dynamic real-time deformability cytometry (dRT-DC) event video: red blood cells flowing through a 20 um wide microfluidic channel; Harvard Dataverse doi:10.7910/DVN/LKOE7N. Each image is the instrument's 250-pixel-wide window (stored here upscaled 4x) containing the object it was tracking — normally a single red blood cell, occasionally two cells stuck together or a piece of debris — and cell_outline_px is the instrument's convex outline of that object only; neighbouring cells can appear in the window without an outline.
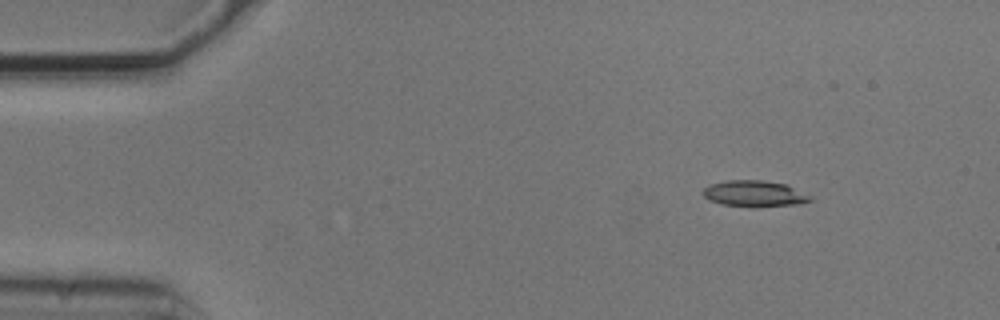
{"species": "common noctule bat (a hibernating species)", "species_latin": "Nyctalus noctula", "temperature_condition": "cold", "stored_images_in_passage": 5, "camera_frame_rate_fps": 3000, "um_per_image_px": 0.085, "animal": {"sex": "male", "body_mass_g": 20.5, "forearm_length_mm": 52.5}, "frame": {"image": 1, "passage_image": 1, "time_ms": 0.0, "image_size_px": [1000, 320], "cell_outline_px": [[812, 200], [800, 204], [760, 208], [752, 208], [724, 204], [708, 200], [700, 192], [704, 188], [712, 184], [728, 180], [760, 180], [788, 184], [812, 196]], "centroid_in_image_um": [64.17, 16.48], "position_along_channel_um": 20.8, "area_um2": 16.76}}
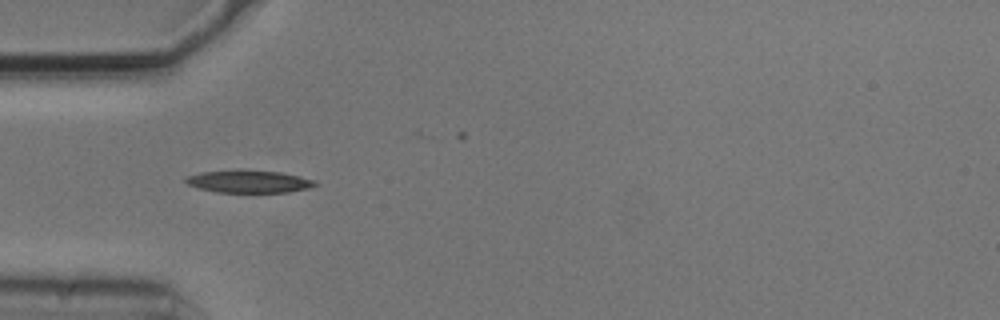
{"frame": {"image": 2, "passage_image": 4, "time_ms": 1.0, "image_size_px": [1000, 320], "cell_outline_px": [[320, 184], [308, 188], [288, 192], [216, 192], [200, 188], [188, 184], [184, 180], [188, 176], [200, 172], [280, 172], [300, 176], [316, 180]], "centroid_in_image_um": [21.24, 15.46], "position_along_channel_um": 63.8, "area_um2": 16.18}}
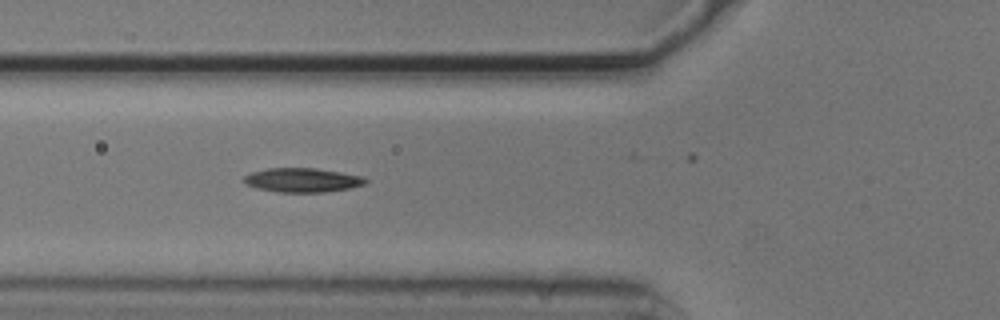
{"frame": {"image": 3, "passage_image": 5, "time_ms": 1.333, "image_size_px": [1000, 320], "cell_outline_px": [[368, 180], [364, 184], [352, 188], [324, 192], [276, 192], [256, 188], [244, 184], [244, 176], [252, 172], [268, 168], [316, 168], [364, 176]], "centroid_in_image_um": [25.71, 15.31], "position_along_channel_um": 100.1, "area_um2": 17.22}}